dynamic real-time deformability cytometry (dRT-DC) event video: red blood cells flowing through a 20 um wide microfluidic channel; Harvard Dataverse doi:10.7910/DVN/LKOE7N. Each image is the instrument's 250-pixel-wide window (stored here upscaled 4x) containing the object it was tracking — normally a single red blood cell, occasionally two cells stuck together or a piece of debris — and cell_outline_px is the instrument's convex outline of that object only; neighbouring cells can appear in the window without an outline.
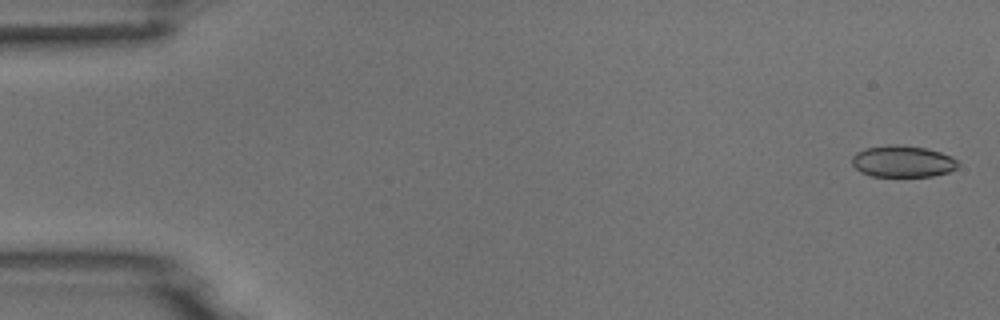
{"species": "common noctule bat (a hibernating species)", "species_latin": "Nyctalus noctula", "temperature_condition": "room temperature", "stored_images_in_passage": 5, "camera_frame_rate_fps": 3000, "um_per_image_px": 0.085, "animal": {"sex": "male", "body_mass_g": 18.8}, "frame": {"image": 1, "passage_image": 1, "time_ms": 0.0, "image_size_px": [1000, 320], "cell_outline_px": [[960, 164], [956, 168], [948, 172], [932, 176], [872, 176], [860, 172], [852, 164], [852, 156], [856, 152], [864, 148], [888, 144], [896, 144], [928, 148], [952, 156]], "centroid_in_image_um": [76.72, 13.7], "position_along_channel_um": 8.3, "area_um2": 19.71}}
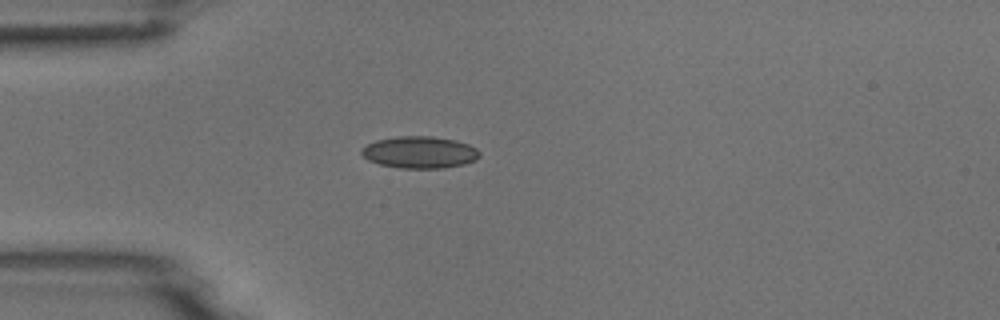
{"frame": {"image": 2, "passage_image": 5, "time_ms": 4.333, "image_size_px": [1000, 320], "cell_outline_px": [[480, 156], [476, 160], [464, 164], [444, 168], [400, 168], [380, 164], [368, 160], [360, 152], [360, 148], [376, 140], [396, 136], [432, 136], [456, 140], [468, 144], [476, 148], [480, 152]], "centroid_in_image_um": [35.68, 12.94], "position_along_channel_um": 49.3, "area_um2": 22.08}}